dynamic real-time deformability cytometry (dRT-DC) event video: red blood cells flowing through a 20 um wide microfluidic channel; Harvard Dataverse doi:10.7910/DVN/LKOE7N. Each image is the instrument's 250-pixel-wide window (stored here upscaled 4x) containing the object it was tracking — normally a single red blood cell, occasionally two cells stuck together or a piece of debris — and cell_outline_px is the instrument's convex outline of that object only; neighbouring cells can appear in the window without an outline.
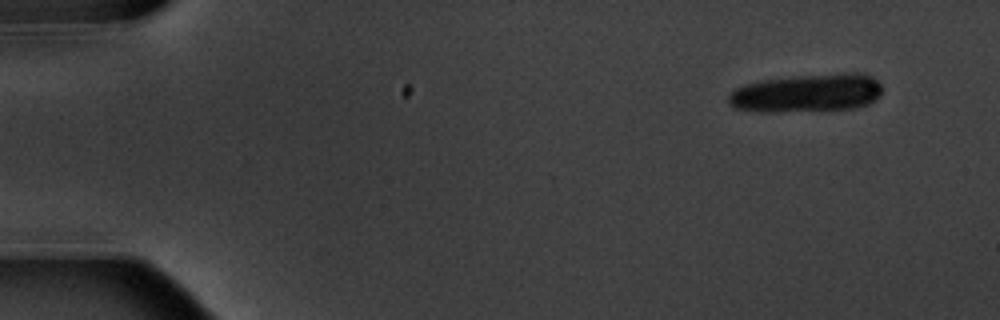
{"species": "common noctule bat (a hibernating species)", "species_latin": "Nyctalus noctula", "temperature_condition": "warm", "stored_images_in_passage": 7, "camera_frame_rate_fps": 3000, "um_per_image_px": 0.085, "animal": {"sex": "male", "body_mass_g": 20.1, "forearm_length_mm": 53.5}, "frame": {"image": 1, "passage_image": 1, "time_ms": 0.0, "image_size_px": [1000, 320], "cell_outline_px": [[884, 88], [880, 96], [876, 100], [868, 104], [856, 108], [772, 112], [760, 112], [736, 108], [728, 100], [728, 96], [736, 88], [744, 84], [764, 80], [800, 76], [848, 72], [864, 72], [872, 76]], "centroid_in_image_um": [68.68, 7.9], "position_along_channel_um": 16.3, "area_um2": 34.33}}
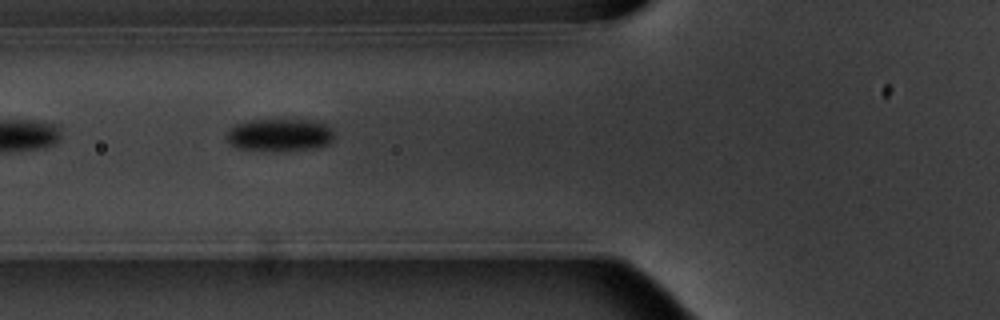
{"frame": {"image": 2, "passage_image": 6, "time_ms": 6.0, "image_size_px": [1000, 320], "cell_outline_px": [[332, 140], [328, 144], [312, 148], [284, 152], [272, 152], [236, 148], [228, 144], [228, 132], [236, 124], [248, 120], [316, 120], [324, 124], [332, 132]], "centroid_in_image_um": [23.73, 11.5], "position_along_channel_um": 102.1, "area_um2": 20.58}}